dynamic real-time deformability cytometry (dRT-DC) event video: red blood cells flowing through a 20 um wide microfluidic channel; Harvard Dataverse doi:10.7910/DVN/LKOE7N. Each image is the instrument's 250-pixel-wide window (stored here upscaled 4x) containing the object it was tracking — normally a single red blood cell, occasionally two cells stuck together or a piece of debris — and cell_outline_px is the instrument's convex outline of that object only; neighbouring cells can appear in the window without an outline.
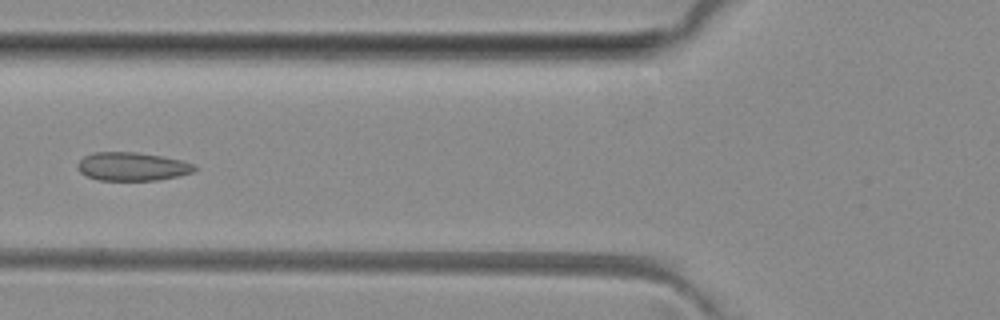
{"species": "common noctule bat (a hibernating species)", "species_latin": "Nyctalus noctula", "temperature_condition": "room temperature", "stored_images_in_passage": 6, "camera_frame_rate_fps": 3000, "um_per_image_px": 0.085, "animal": {"sex": "female", "body_mass_g": 29.2, "forearm_length_mm": 56.3}, "frame": {"image": 1, "passage_image": 5, "time_ms": 4.667, "image_size_px": [1000, 320], "cell_outline_px": [[196, 172], [180, 176], [156, 180], [100, 180], [88, 176], [80, 172], [76, 168], [76, 164], [84, 156], [92, 152], [136, 152], [160, 156], [180, 160], [196, 164]], "centroid_in_image_um": [11.25, 14.15], "position_along_channel_um": 114.6, "area_um2": 19.48}}
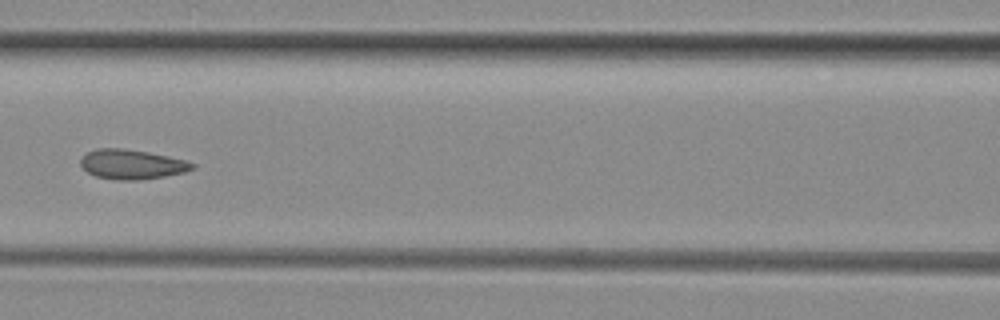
{"frame": {"image": 2, "passage_image": 6, "time_ms": 5.667, "image_size_px": [1000, 320], "cell_outline_px": [[196, 168], [184, 172], [164, 176], [140, 180], [116, 180], [96, 176], [88, 172], [80, 164], [80, 156], [96, 148], [124, 148], [148, 152], [168, 156], [184, 160], [196, 164]], "centroid_in_image_um": [11.19, 13.96], "position_along_channel_um": 155.4, "area_um2": 19.36}}